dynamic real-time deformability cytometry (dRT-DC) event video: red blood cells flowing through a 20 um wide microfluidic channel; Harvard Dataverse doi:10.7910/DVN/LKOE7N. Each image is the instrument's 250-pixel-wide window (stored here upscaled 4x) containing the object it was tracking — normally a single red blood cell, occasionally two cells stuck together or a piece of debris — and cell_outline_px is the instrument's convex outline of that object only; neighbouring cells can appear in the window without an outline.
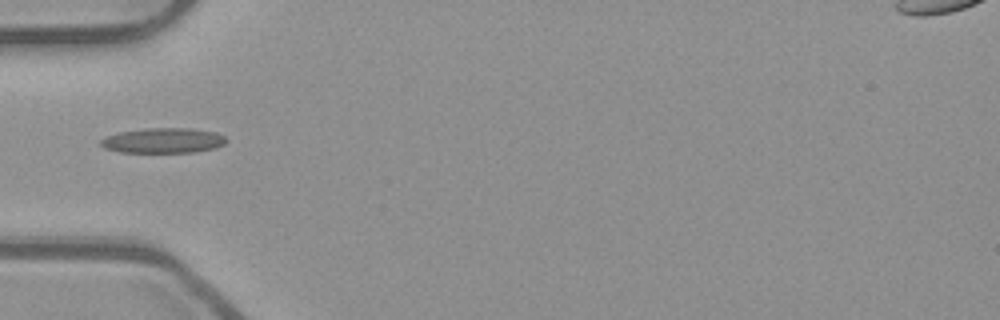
{"species": "common noctule bat (a hibernating species)", "species_latin": "Nyctalus noctula", "temperature_condition": "room temperature", "stored_images_in_passage": 36, "camera_frame_rate_fps": 3000, "um_per_image_px": 0.085, "animal": {"sex": "male", "body_mass_g": 23.1, "forearm_length_mm": 52.7}, "frame": {"image": 1, "passage_image": 1, "time_ms": 0.0, "image_size_px": [1000, 320], "cell_outline_px": [[228, 140], [224, 144], [216, 148], [196, 152], [120, 152], [104, 148], [100, 144], [100, 140], [108, 136], [120, 132], [144, 128], [188, 128], [216, 132], [224, 136]], "centroid_in_image_um": [13.9, 11.94], "position_along_channel_um": 71.1, "area_um2": 18.38}}
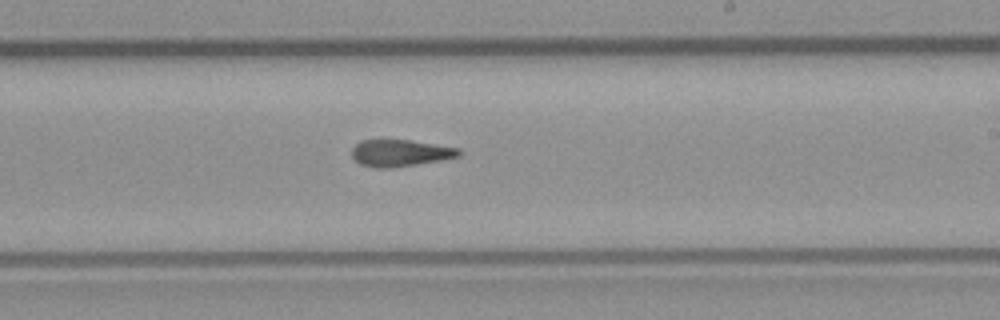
{"frame": {"image": 2, "passage_image": 15, "time_ms": 4.667, "image_size_px": [1000, 320], "cell_outline_px": [[460, 156], [440, 160], [392, 168], [376, 168], [360, 164], [352, 156], [352, 148], [360, 140], [412, 140], [460, 148]], "centroid_in_image_um": [34.01, 13.0], "position_along_channel_um": 255.0, "area_um2": 16.7}}
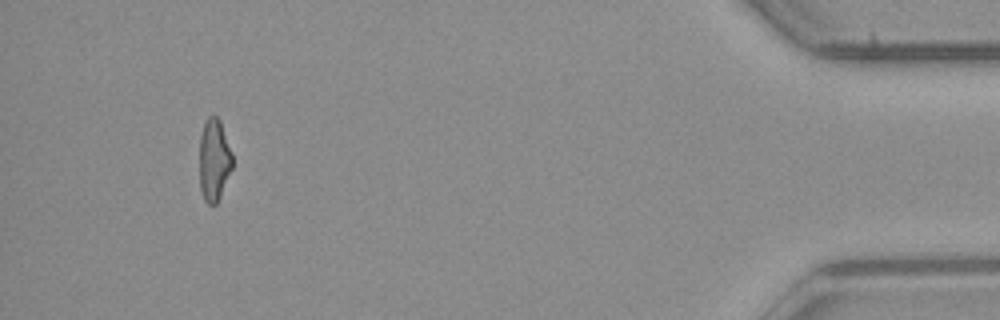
{"frame": {"image": 3, "passage_image": 33, "time_ms": 10.667, "image_size_px": [1000, 320], "cell_outline_px": [[232, 168], [220, 196], [216, 204], [208, 204], [204, 200], [200, 188], [200, 136], [204, 124], [208, 116], [216, 116], [220, 120], [232, 152]], "centroid_in_image_um": [18.2, 13.59], "position_along_channel_um": 417.0, "area_um2": 15.66}, "authors_computed_cell_mechanics": {"area_um2": 16.9065, "velocity_mm_per_s": 3.9045, "shape_relaxation_time_tau1_ms": null, "shape_relaxation_time_tau2_ms": 5.9237, "deformation_change_tau1": null, "deformation_change_tau2": 0.1606}}